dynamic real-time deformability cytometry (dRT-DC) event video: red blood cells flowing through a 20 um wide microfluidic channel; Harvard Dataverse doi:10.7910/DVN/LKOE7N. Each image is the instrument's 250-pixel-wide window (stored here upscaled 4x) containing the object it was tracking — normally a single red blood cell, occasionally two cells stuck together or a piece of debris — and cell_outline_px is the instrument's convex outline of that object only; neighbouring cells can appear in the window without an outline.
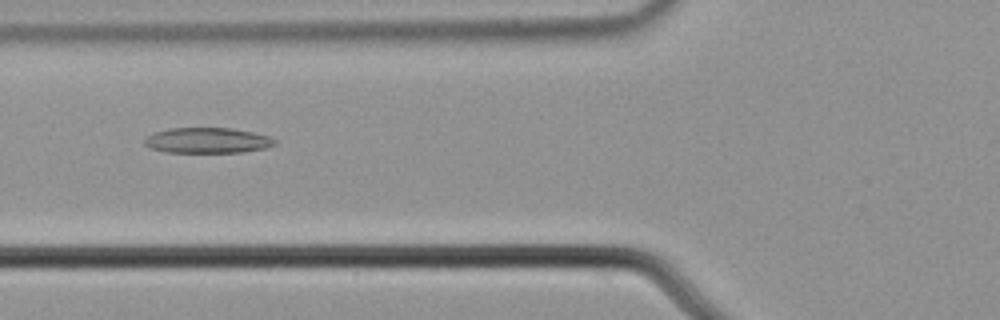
{"species": "common noctule bat (a hibernating species)", "species_latin": "Nyctalus noctula", "temperature_condition": "cold", "stored_images_in_passage": 5, "camera_frame_rate_fps": 3000, "um_per_image_px": 0.085, "animal": {"sex": "male", "body_mass_g": 21.5, "forearm_length_mm": 52.0}, "frame": {"image": 1, "passage_image": 3, "time_ms": 0.667, "image_size_px": [1000, 320], "cell_outline_px": [[276, 144], [264, 148], [244, 152], [168, 152], [148, 148], [144, 144], [144, 140], [148, 136], [156, 132], [168, 128], [232, 128], [252, 132], [268, 136], [276, 140]], "centroid_in_image_um": [17.62, 11.93], "position_along_channel_um": 108.2, "area_um2": 19.25}}
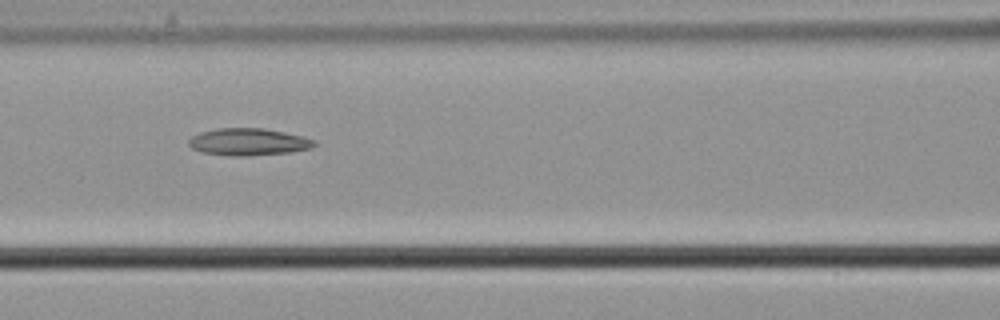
{"frame": {"image": 2, "passage_image": 4, "time_ms": 1.0, "image_size_px": [1000, 320], "cell_outline_px": [[316, 144], [312, 148], [288, 152], [244, 156], [236, 156], [204, 152], [192, 148], [188, 144], [188, 140], [192, 136], [200, 132], [216, 128], [264, 128], [304, 136], [316, 140]], "centroid_in_image_um": [21.14, 12.04], "position_along_channel_um": 145.5, "area_um2": 19.77}}
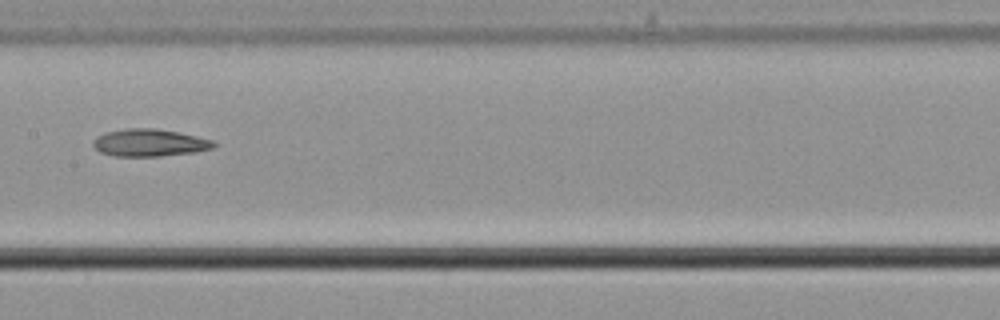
{"frame": {"image": 3, "passage_image": 5, "time_ms": 1.333, "image_size_px": [1000, 320], "cell_outline_px": [[216, 144], [212, 148], [196, 152], [160, 156], [112, 156], [100, 152], [92, 144], [92, 140], [96, 136], [104, 132], [124, 128], [156, 128], [180, 132], [212, 140]], "centroid_in_image_um": [12.67, 12.12], "position_along_channel_um": 194.7, "area_um2": 19.42}}